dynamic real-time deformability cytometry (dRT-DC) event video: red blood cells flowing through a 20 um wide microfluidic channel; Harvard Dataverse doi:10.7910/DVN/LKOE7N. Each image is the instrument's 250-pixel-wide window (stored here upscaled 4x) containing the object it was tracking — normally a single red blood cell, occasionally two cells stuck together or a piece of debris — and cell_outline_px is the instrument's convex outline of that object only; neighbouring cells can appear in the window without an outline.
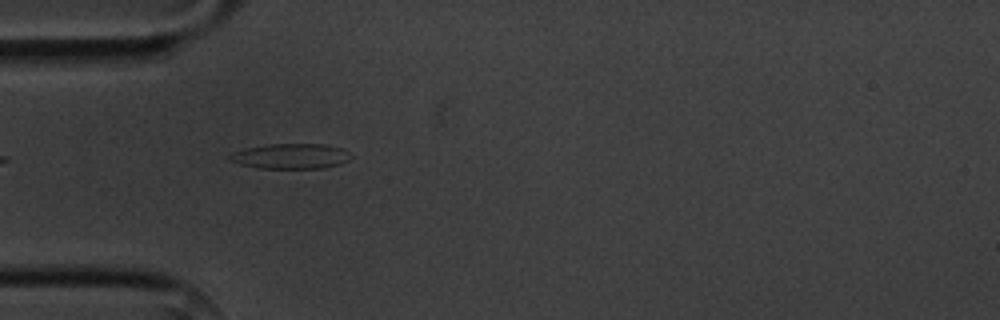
{"species": "common noctule bat (a hibernating species)", "species_latin": "Nyctalus noctula", "temperature_condition": "cold", "stored_images_in_passage": 3, "camera_frame_rate_fps": 3000, "um_per_image_px": 0.085, "animal": {"sex": "male", "body_mass_g": 20.1, "forearm_length_mm": 53.5}, "frame": {"image": 1, "passage_image": 2, "time_ms": 1.0, "image_size_px": [1000, 320], "cell_outline_px": [[352, 156], [348, 160], [340, 164], [324, 168], [260, 168], [240, 164], [228, 160], [228, 156], [232, 152], [244, 148], [272, 144], [324, 144], [340, 148]], "centroid_in_image_um": [24.67, 13.28], "position_along_channel_um": 60.3, "area_um2": 17.69}}
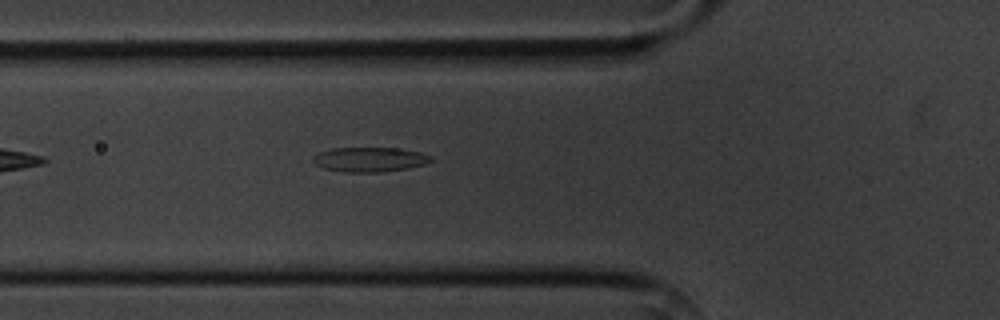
{"frame": {"image": 2, "passage_image": 3, "time_ms": 2.0, "image_size_px": [1000, 320], "cell_outline_px": [[432, 160], [424, 164], [408, 168], [380, 172], [344, 172], [324, 168], [316, 164], [312, 160], [312, 156], [320, 152], [332, 148], [396, 148], [420, 152], [432, 156]], "centroid_in_image_um": [31.41, 13.55], "position_along_channel_um": 94.4, "area_um2": 16.82}}